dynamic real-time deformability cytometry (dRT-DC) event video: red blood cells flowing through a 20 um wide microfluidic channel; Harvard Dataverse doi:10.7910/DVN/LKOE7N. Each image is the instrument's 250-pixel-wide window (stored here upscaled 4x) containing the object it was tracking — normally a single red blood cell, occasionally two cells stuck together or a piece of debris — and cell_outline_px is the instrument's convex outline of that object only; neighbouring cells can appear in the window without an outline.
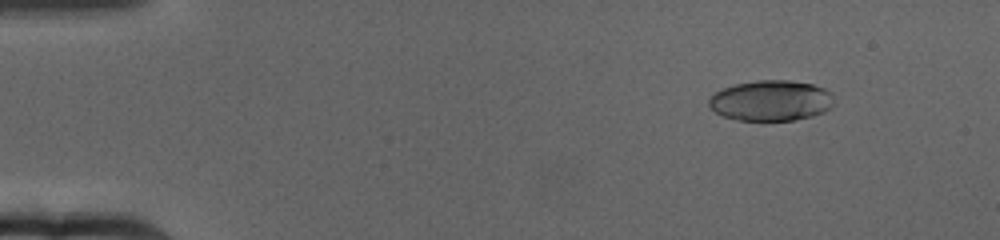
{"species": "human", "species_latin": "Homo sapiens", "temperature_condition": "cold", "stored_images_in_passage": 66, "camera_frame_rate_fps": 3000, "um_per_image_px": 0.085, "donor": {"sex": "female"}, "frame": {"image": 1, "passage_image": 8, "time_ms": 2.333, "image_size_px": [1000, 240], "cell_outline_px": [[836, 104], [824, 112], [812, 116], [796, 120], [736, 120], [724, 116], [716, 112], [708, 104], [708, 100], [716, 92], [724, 88], [736, 84], [756, 80], [788, 80], [812, 84], [824, 88], [832, 92]], "centroid_in_image_um": [65.59, 8.55], "position_along_channel_um": 19.4, "area_um2": 29.71}}
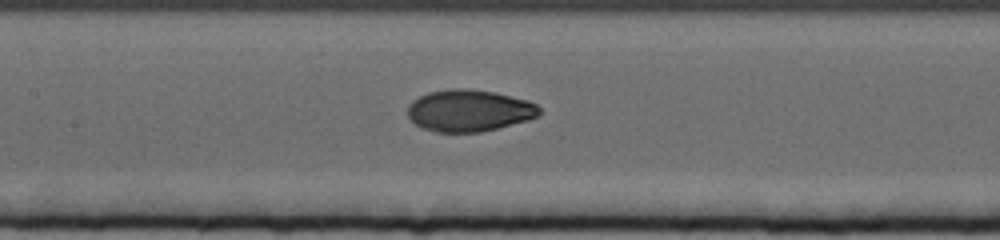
{"frame": {"image": 2, "passage_image": 32, "time_ms": 10.333, "image_size_px": [1000, 240], "cell_outline_px": [[540, 112], [536, 116], [528, 120], [480, 132], [436, 132], [420, 128], [408, 116], [408, 104], [412, 100], [428, 92], [448, 88], [468, 88], [496, 92], [528, 100], [536, 104], [540, 108]], "centroid_in_image_um": [39.85, 9.38], "position_along_channel_um": 167.6, "area_um2": 32.25}}
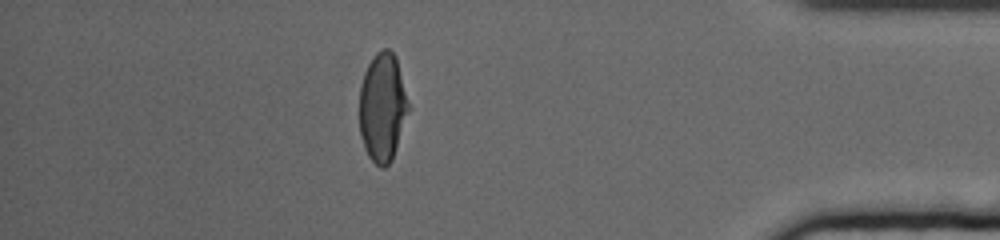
{"frame": {"image": 3, "passage_image": 58, "time_ms": 19.0, "image_size_px": [1000, 240], "cell_outline_px": [[408, 112], [392, 160], [384, 168], [380, 168], [368, 156], [364, 148], [360, 136], [360, 88], [364, 72], [368, 64], [376, 52], [384, 48], [388, 48], [396, 56], [408, 104]], "centroid_in_image_um": [32.49, 9.13], "position_along_channel_um": 402.7, "area_um2": 30.75}, "authors_computed_cell_mechanics": {"area_um2": 31.5299, "velocity_mm_per_s": 3.1398, "shape_relaxation_time_tau1_ms": 5.5163, "shape_relaxation_time_tau2_ms": 0.8989, "deformation_change_tau1": 0.1957, "deformation_change_tau2": 0.0409}}